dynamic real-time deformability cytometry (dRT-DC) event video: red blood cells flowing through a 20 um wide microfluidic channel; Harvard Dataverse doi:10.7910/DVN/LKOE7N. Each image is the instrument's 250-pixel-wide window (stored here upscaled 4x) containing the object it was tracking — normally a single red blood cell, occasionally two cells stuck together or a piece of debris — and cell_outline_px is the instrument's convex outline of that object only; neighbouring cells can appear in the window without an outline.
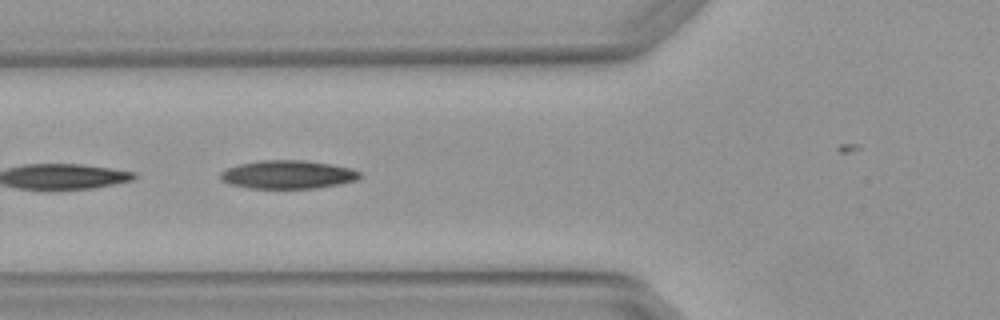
{"species": "Egyptian fruit bat (a non-hibernating species)", "species_latin": "Rousettus aegyptiacus", "temperature_condition": "warm", "stored_images_in_passage": 6, "camera_frame_rate_fps": 3000, "um_per_image_px": 0.085, "animal": {"sex": "female"}, "frame": {"image": 1, "passage_image": 3, "time_ms": 0.667, "image_size_px": [1000, 320], "cell_outline_px": [[360, 176], [356, 180], [340, 184], [316, 188], [248, 188], [228, 184], [220, 180], [220, 172], [228, 168], [240, 164], [260, 160], [304, 160], [352, 168], [360, 172]], "centroid_in_image_um": [24.44, 14.84], "position_along_channel_um": 101.4, "area_um2": 23.0}}